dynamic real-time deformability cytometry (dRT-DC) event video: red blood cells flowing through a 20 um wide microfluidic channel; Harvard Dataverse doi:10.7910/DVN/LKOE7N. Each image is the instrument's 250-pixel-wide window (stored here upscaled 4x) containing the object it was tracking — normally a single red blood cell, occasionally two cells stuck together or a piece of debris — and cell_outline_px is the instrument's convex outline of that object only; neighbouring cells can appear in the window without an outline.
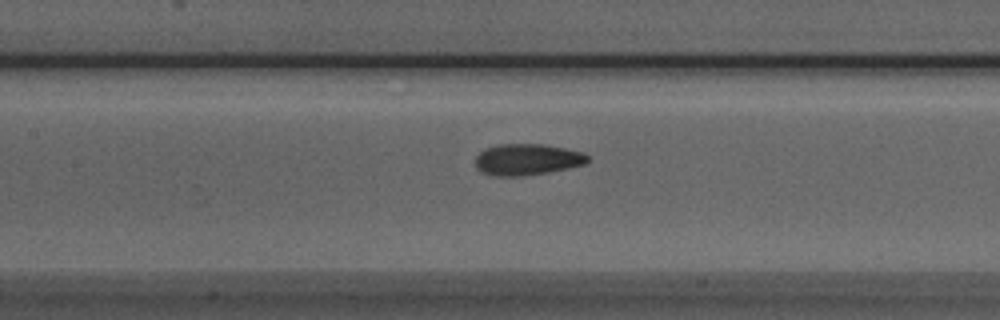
{"species": "Egyptian fruit bat (a non-hibernating species)", "species_latin": "Rousettus aegyptiacus", "temperature_condition": "room temperature", "stored_images_in_passage": 37, "camera_frame_rate_fps": 3000, "um_per_image_px": 0.085, "animal": {"sex": "male"}, "frame": {"image": 1, "passage_image": 20, "time_ms": 6.333, "image_size_px": [1000, 320], "cell_outline_px": [[592, 160], [584, 164], [568, 168], [548, 172], [520, 176], [492, 176], [480, 172], [476, 168], [476, 156], [484, 148], [500, 144], [544, 144], [584, 152]], "centroid_in_image_um": [44.8, 13.56], "position_along_channel_um": 162.6, "area_um2": 20.69}}
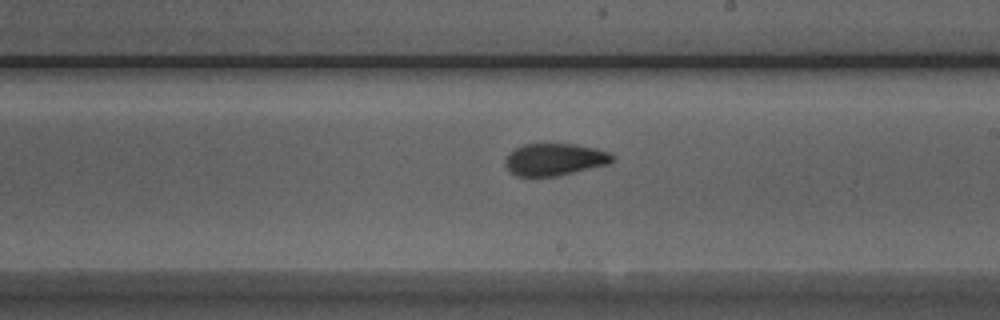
{"frame": {"image": 2, "passage_image": 26, "time_ms": 8.333, "image_size_px": [1000, 320], "cell_outline_px": [[616, 156], [608, 164], [556, 176], [516, 176], [508, 172], [504, 164], [504, 160], [508, 152], [524, 144], [576, 144], [596, 148], [608, 152]], "centroid_in_image_um": [47.1, 13.55], "position_along_channel_um": 241.9, "area_um2": 20.17}}
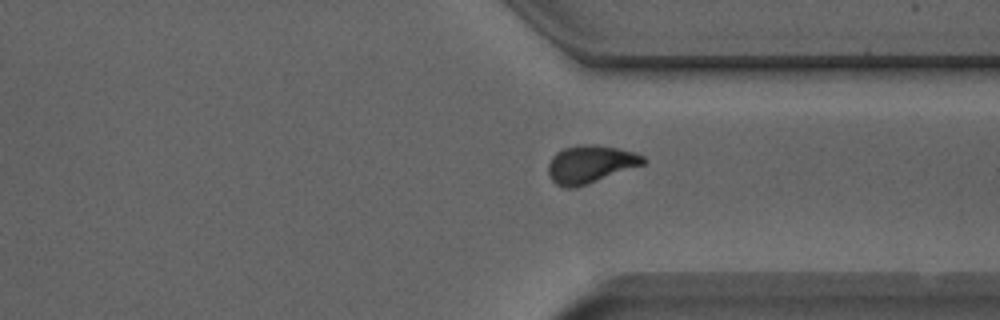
{"frame": {"image": 3, "passage_image": 35, "time_ms": 11.333, "image_size_px": [1000, 320], "cell_outline_px": [[648, 160], [644, 164], [572, 188], [564, 188], [556, 184], [552, 180], [548, 172], [548, 164], [552, 156], [556, 152], [564, 148], [576, 144], [592, 144], [616, 148], [632, 152], [644, 156]], "centroid_in_image_um": [50.14, 13.93], "position_along_channel_um": 361.3, "area_um2": 20.58}}